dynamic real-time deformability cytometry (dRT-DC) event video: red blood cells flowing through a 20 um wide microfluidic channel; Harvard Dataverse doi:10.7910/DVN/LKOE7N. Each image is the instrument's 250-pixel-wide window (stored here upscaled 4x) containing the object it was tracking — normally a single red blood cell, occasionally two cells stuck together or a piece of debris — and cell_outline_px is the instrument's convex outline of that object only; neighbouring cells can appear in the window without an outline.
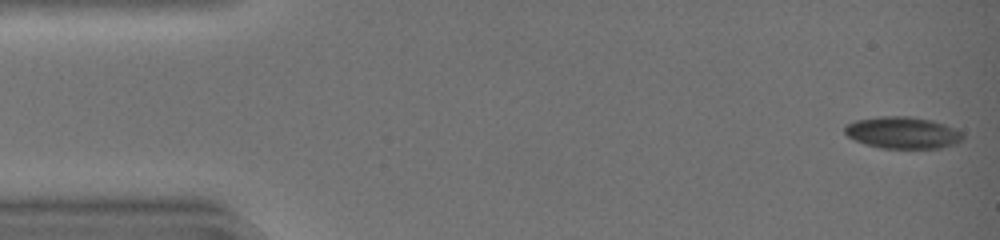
{"species": "common noctule bat (a hibernating species)", "species_latin": "Nyctalus noctula", "temperature_condition": "warm", "stored_images_in_passage": 33, "camera_frame_rate_fps": 3000, "um_per_image_px": 0.085, "animal": {"sex": "female", "body_mass_g": 19.0, "forearm_length_mm": 51.5}, "frame": {"image": 1, "passage_image": 1, "time_ms": 0.0, "image_size_px": [1000, 240], "cell_outline_px": [[964, 136], [960, 140], [952, 144], [940, 148], [880, 148], [864, 144], [848, 136], [844, 132], [844, 128], [848, 124], [856, 120], [880, 116], [912, 116], [932, 120], [944, 124], [960, 132]], "centroid_in_image_um": [76.69, 11.27], "position_along_channel_um": 8.3, "area_um2": 21.68}}
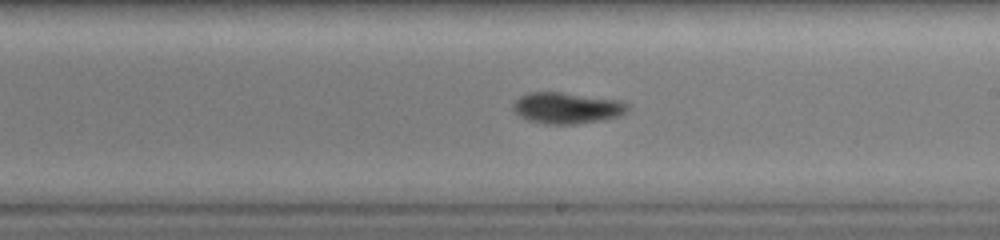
{"frame": {"image": 2, "passage_image": 26, "time_ms": 8.333, "image_size_px": [1000, 240], "cell_outline_px": [[632, 108], [628, 112], [620, 116], [604, 120], [576, 124], [544, 124], [528, 120], [520, 116], [512, 108], [512, 104], [520, 96], [528, 92], [560, 92], [624, 100], [632, 104]], "centroid_in_image_um": [48.29, 9.17], "position_along_channel_um": 240.7, "area_um2": 21.39}}
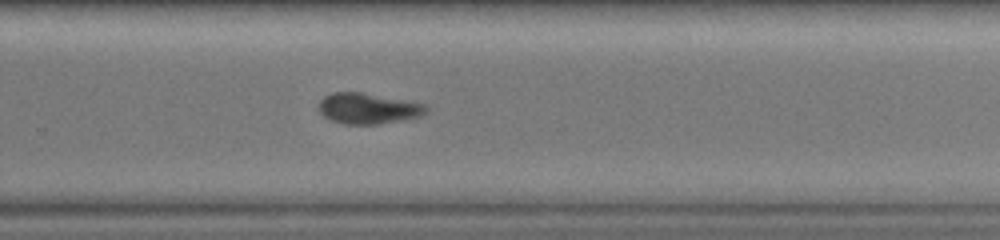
{"frame": {"image": 3, "passage_image": 30, "time_ms": 9.667, "image_size_px": [1000, 240], "cell_outline_px": [[428, 112], [420, 116], [380, 124], [344, 124], [332, 120], [324, 116], [316, 108], [320, 100], [324, 96], [332, 92], [360, 92], [404, 100], [424, 104], [428, 108]], "centroid_in_image_um": [31.24, 9.22], "position_along_channel_um": 298.6, "area_um2": 19.19}}